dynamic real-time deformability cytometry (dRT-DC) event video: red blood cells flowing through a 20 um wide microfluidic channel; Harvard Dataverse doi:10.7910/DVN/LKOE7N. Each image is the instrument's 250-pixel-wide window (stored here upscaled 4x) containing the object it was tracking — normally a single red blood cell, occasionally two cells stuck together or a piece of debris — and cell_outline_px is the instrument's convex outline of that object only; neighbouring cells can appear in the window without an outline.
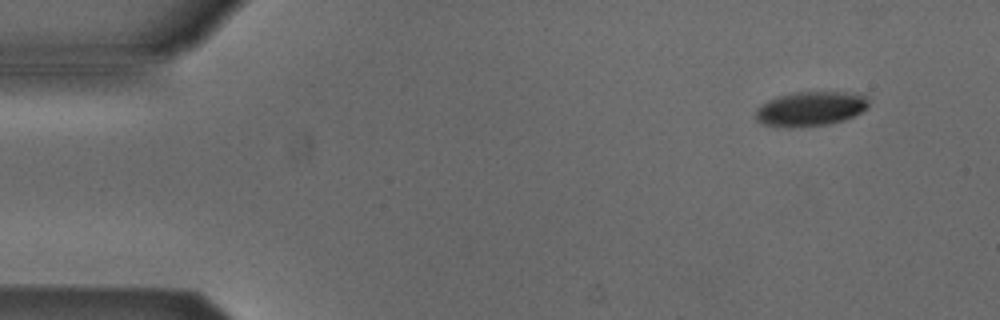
{"species": "Egyptian fruit bat (a non-hibernating species)", "species_latin": "Rousettus aegyptiacus", "temperature_condition": "cold", "stored_images_in_passage": 4, "camera_frame_rate_fps": 3000, "um_per_image_px": 0.085, "animal": {"sex": "male"}, "frame": {"image": 1, "passage_image": 1, "time_ms": 0.0, "image_size_px": [1000, 320], "cell_outline_px": [[868, 108], [844, 120], [828, 124], [792, 128], [788, 128], [764, 124], [756, 120], [756, 108], [768, 100], [792, 92], [844, 92], [868, 96]], "centroid_in_image_um": [68.88, 9.25], "position_along_channel_um": 16.1, "area_um2": 22.72}}
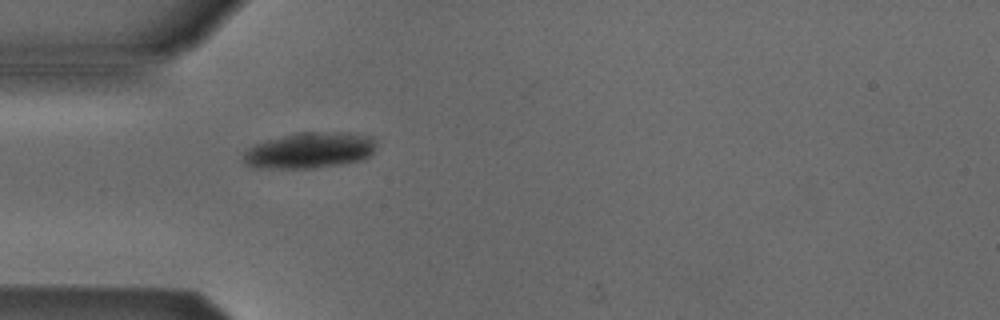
{"frame": {"image": 2, "passage_image": 4, "time_ms": 3.667, "image_size_px": [1000, 320], "cell_outline_px": [[376, 144], [372, 152], [368, 156], [360, 160], [340, 164], [312, 168], [252, 168], [244, 160], [244, 152], [248, 148], [256, 144], [268, 140], [300, 132], [348, 132], [372, 136]], "centroid_in_image_um": [26.34, 12.78], "position_along_channel_um": 58.7, "area_um2": 27.57}}